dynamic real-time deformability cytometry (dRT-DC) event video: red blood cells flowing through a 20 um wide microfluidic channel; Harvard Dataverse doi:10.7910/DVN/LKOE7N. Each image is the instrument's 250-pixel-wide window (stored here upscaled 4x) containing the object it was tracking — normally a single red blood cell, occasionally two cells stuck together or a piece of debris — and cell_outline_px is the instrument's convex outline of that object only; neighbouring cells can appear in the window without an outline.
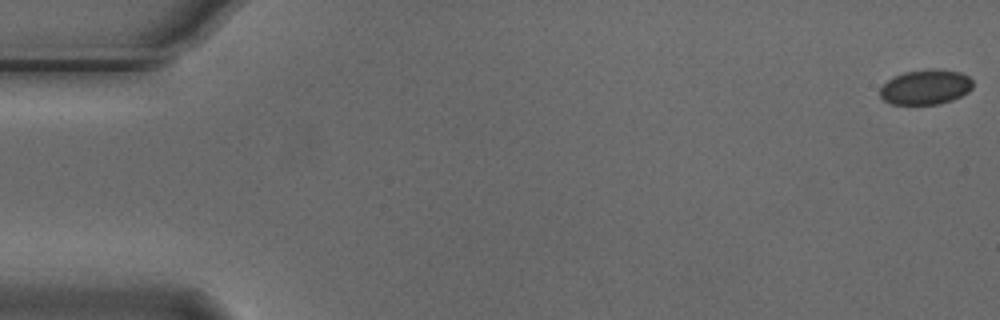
{"species": "Egyptian fruit bat (a non-hibernating species)", "species_latin": "Rousettus aegyptiacus", "temperature_condition": "cold", "stored_images_in_passage": 55, "camera_frame_rate_fps": 3000, "um_per_image_px": 0.085, "animal": {"sex": "male"}, "frame": {"image": 1, "passage_image": 1, "time_ms": 0.0, "image_size_px": [1000, 320], "cell_outline_px": [[972, 88], [968, 92], [952, 100], [940, 104], [892, 104], [884, 100], [880, 96], [880, 88], [892, 76], [904, 72], [928, 68], [936, 68], [960, 72], [968, 76], [972, 80]], "centroid_in_image_um": [78.67, 7.38], "position_along_channel_um": 6.3, "area_um2": 19.07}}
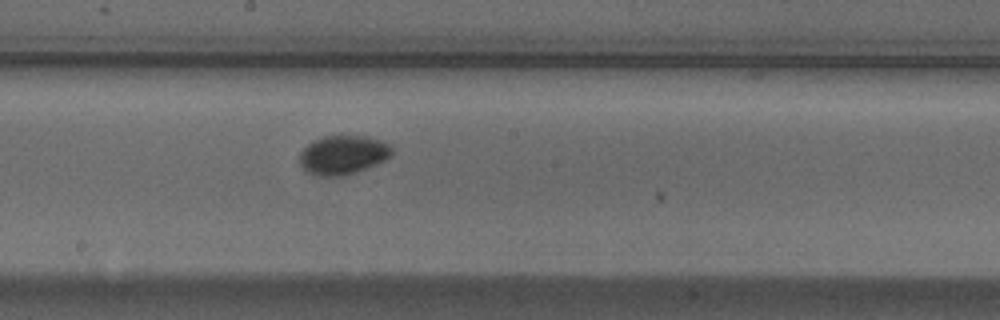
{"frame": {"image": 2, "passage_image": 30, "time_ms": 9.667, "image_size_px": [1000, 320], "cell_outline_px": [[392, 156], [376, 164], [356, 172], [340, 176], [320, 176], [308, 172], [300, 164], [300, 152], [312, 140], [324, 136], [368, 136], [380, 140], [388, 144], [392, 148]], "centroid_in_image_um": [29.16, 13.16], "position_along_channel_um": 219.0, "area_um2": 20.87}}
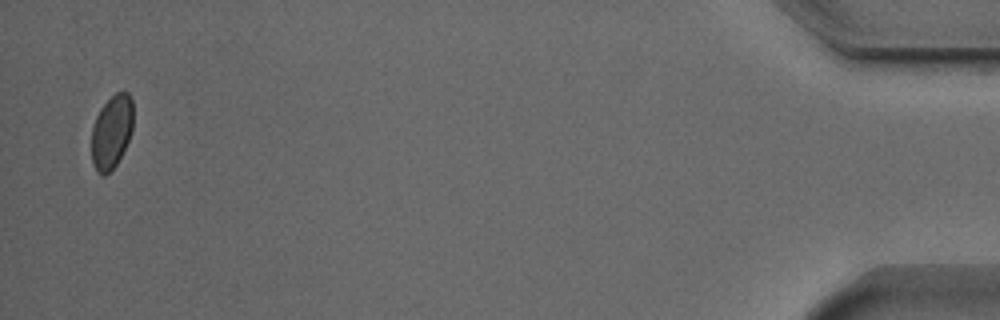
{"frame": {"image": 3, "passage_image": 54, "time_ms": 17.667, "image_size_px": [1000, 320], "cell_outline_px": [[132, 132], [116, 164], [104, 176], [100, 176], [96, 172], [92, 164], [92, 124], [100, 108], [116, 92], [128, 92], [132, 100]], "centroid_in_image_um": [9.46, 11.21], "position_along_channel_um": 425.7, "area_um2": 17.8}, "authors_computed_cell_mechanics": {"area_um2": 19.5364, "velocity_mm_per_s": 3.7386, "shape_relaxation_time_tau1_ms": 3.0137, "shape_relaxation_time_tau2_ms": null, "deformation_change_tau1": 0.0509, "deformation_change_tau2": null}}